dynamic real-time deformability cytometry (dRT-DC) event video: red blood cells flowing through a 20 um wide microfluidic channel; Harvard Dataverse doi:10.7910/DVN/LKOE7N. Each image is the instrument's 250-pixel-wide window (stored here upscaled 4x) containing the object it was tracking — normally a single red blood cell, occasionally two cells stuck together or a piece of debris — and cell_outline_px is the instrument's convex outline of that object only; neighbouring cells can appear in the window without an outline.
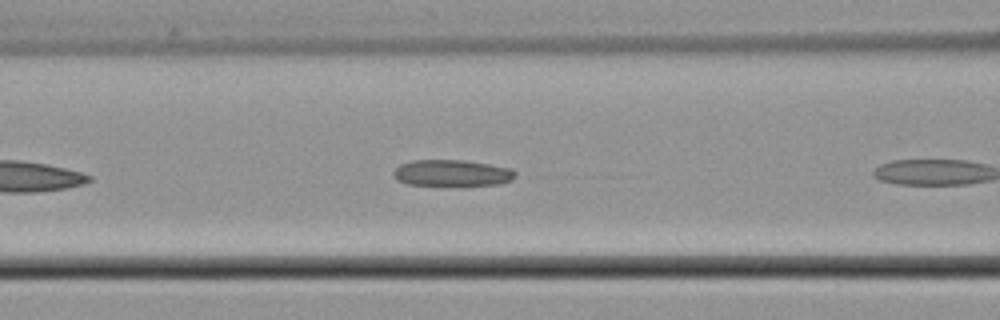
{"species": "common noctule bat (a hibernating species)", "species_latin": "Nyctalus noctula", "temperature_condition": "cold", "stored_images_in_passage": 10, "camera_frame_rate_fps": 3000, "um_per_image_px": 0.085, "animal": {"sex": "male", "body_mass_g": 21.5, "forearm_length_mm": 52.0}, "frame": {"image": 1, "passage_image": 9, "time_ms": 2.667, "image_size_px": [1000, 320], "cell_outline_px": [[516, 176], [512, 180], [500, 184], [456, 188], [408, 184], [396, 180], [392, 176], [392, 172], [400, 164], [412, 160], [464, 160], [512, 168], [516, 172]], "centroid_in_image_um": [38.42, 14.75], "position_along_channel_um": 128.2, "area_um2": 19.83}}